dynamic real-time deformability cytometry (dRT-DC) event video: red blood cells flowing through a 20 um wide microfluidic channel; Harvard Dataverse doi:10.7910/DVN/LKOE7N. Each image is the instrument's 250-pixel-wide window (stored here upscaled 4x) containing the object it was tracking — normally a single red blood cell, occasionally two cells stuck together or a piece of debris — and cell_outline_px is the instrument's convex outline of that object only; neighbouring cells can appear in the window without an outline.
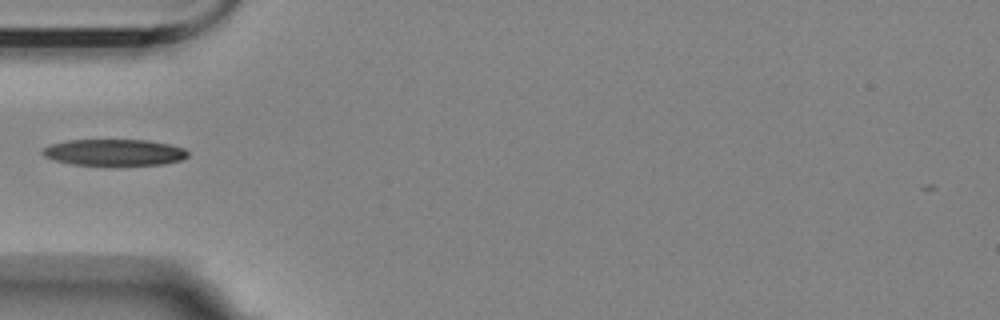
{"species": "Egyptian fruit bat (a non-hibernating species)", "species_latin": "Rousettus aegyptiacus", "temperature_condition": "room temperature", "stored_images_in_passage": 39, "camera_frame_rate_fps": 3000, "um_per_image_px": 0.085, "animal": {"sex": "female"}, "frame": {"image": 1, "passage_image": 1, "time_ms": 0.0, "image_size_px": [1000, 320], "cell_outline_px": [[188, 156], [184, 160], [164, 164], [72, 164], [52, 160], [44, 156], [40, 152], [48, 144], [68, 140], [148, 140], [172, 144], [184, 148], [188, 152]], "centroid_in_image_um": [9.72, 12.94], "position_along_channel_um": 75.3, "area_um2": 22.37}}
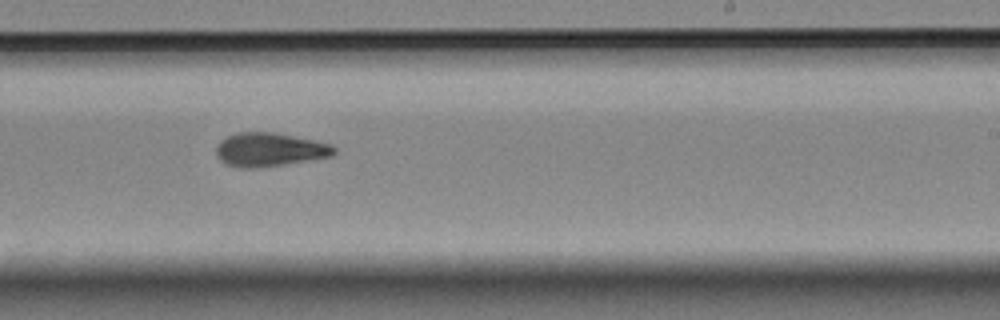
{"frame": {"image": 2, "passage_image": 17, "time_ms": 5.333, "image_size_px": [1000, 320], "cell_outline_px": [[336, 152], [332, 156], [284, 164], [256, 168], [240, 168], [228, 164], [220, 160], [216, 156], [216, 148], [220, 140], [236, 132], [276, 132], [332, 144], [336, 148]], "centroid_in_image_um": [22.91, 12.71], "position_along_channel_um": 266.1, "area_um2": 23.18}}
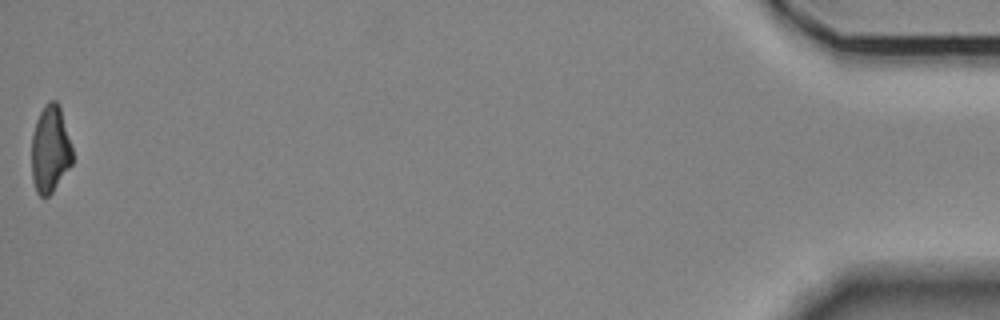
{"frame": {"image": 3, "passage_image": 39, "time_ms": 12.667, "image_size_px": [1000, 320], "cell_outline_px": [[72, 164], [52, 192], [48, 196], [40, 196], [36, 192], [32, 180], [32, 132], [36, 120], [44, 104], [48, 100], [56, 100], [60, 104], [72, 144]], "centroid_in_image_um": [4.27, 12.64], "position_along_channel_um": 430.9, "area_um2": 21.1}}